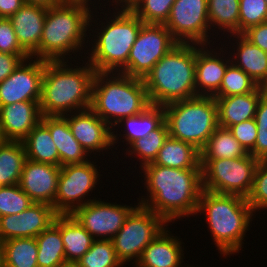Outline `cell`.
Returning a JSON list of instances; mask_svg holds the SVG:
<instances>
[{
  "mask_svg": "<svg viewBox=\"0 0 267 267\" xmlns=\"http://www.w3.org/2000/svg\"><path fill=\"white\" fill-rule=\"evenodd\" d=\"M137 173V183H143L140 190L146 189L143 194L137 190L140 205L146 206L172 225L186 217H195L203 191L202 169H176L152 162Z\"/></svg>",
  "mask_w": 267,
  "mask_h": 267,
  "instance_id": "obj_1",
  "label": "cell"
},
{
  "mask_svg": "<svg viewBox=\"0 0 267 267\" xmlns=\"http://www.w3.org/2000/svg\"><path fill=\"white\" fill-rule=\"evenodd\" d=\"M143 24L130 8L94 7L85 59L96 72H119L127 64Z\"/></svg>",
  "mask_w": 267,
  "mask_h": 267,
  "instance_id": "obj_2",
  "label": "cell"
},
{
  "mask_svg": "<svg viewBox=\"0 0 267 267\" xmlns=\"http://www.w3.org/2000/svg\"><path fill=\"white\" fill-rule=\"evenodd\" d=\"M93 9L94 6L87 2L67 0L47 8L39 44V59L45 61L85 59Z\"/></svg>",
  "mask_w": 267,
  "mask_h": 267,
  "instance_id": "obj_3",
  "label": "cell"
},
{
  "mask_svg": "<svg viewBox=\"0 0 267 267\" xmlns=\"http://www.w3.org/2000/svg\"><path fill=\"white\" fill-rule=\"evenodd\" d=\"M201 215L204 220L206 219L204 223L208 225L206 231L211 233V242L215 245L213 247H216L222 258L228 259L244 251L245 237L248 238L246 233L250 231L254 221H258L254 218L259 214L253 212L246 198L203 189L195 214V223L196 218Z\"/></svg>",
  "mask_w": 267,
  "mask_h": 267,
  "instance_id": "obj_4",
  "label": "cell"
},
{
  "mask_svg": "<svg viewBox=\"0 0 267 267\" xmlns=\"http://www.w3.org/2000/svg\"><path fill=\"white\" fill-rule=\"evenodd\" d=\"M95 74L86 59L45 61L39 103L42 116H63L90 108Z\"/></svg>",
  "mask_w": 267,
  "mask_h": 267,
  "instance_id": "obj_5",
  "label": "cell"
},
{
  "mask_svg": "<svg viewBox=\"0 0 267 267\" xmlns=\"http://www.w3.org/2000/svg\"><path fill=\"white\" fill-rule=\"evenodd\" d=\"M196 44L178 43L144 77L151 105L167 104L196 97Z\"/></svg>",
  "mask_w": 267,
  "mask_h": 267,
  "instance_id": "obj_6",
  "label": "cell"
},
{
  "mask_svg": "<svg viewBox=\"0 0 267 267\" xmlns=\"http://www.w3.org/2000/svg\"><path fill=\"white\" fill-rule=\"evenodd\" d=\"M151 106L144 80L118 72H96L90 108L111 128Z\"/></svg>",
  "mask_w": 267,
  "mask_h": 267,
  "instance_id": "obj_7",
  "label": "cell"
},
{
  "mask_svg": "<svg viewBox=\"0 0 267 267\" xmlns=\"http://www.w3.org/2000/svg\"><path fill=\"white\" fill-rule=\"evenodd\" d=\"M169 136L192 144L199 151L218 125L216 99L213 96L173 102L164 106Z\"/></svg>",
  "mask_w": 267,
  "mask_h": 267,
  "instance_id": "obj_8",
  "label": "cell"
},
{
  "mask_svg": "<svg viewBox=\"0 0 267 267\" xmlns=\"http://www.w3.org/2000/svg\"><path fill=\"white\" fill-rule=\"evenodd\" d=\"M98 160V157H92L84 163L61 166L57 194L52 206L58 215L72 214L77 208L84 206L90 201L99 199L95 197L96 192L94 190H97L98 193L99 189H97V187L100 188L102 185L101 183H103V180L100 179H102L104 175L101 174L100 168L104 169V162L103 159H100V163ZM97 162L99 165L102 164V167L98 166ZM93 192L94 197L93 194H91ZM90 194L93 199L90 198Z\"/></svg>",
  "mask_w": 267,
  "mask_h": 267,
  "instance_id": "obj_9",
  "label": "cell"
},
{
  "mask_svg": "<svg viewBox=\"0 0 267 267\" xmlns=\"http://www.w3.org/2000/svg\"><path fill=\"white\" fill-rule=\"evenodd\" d=\"M169 225L164 218L138 204L111 239L118 259L123 265L130 266L132 263L134 267L146 246Z\"/></svg>",
  "mask_w": 267,
  "mask_h": 267,
  "instance_id": "obj_10",
  "label": "cell"
},
{
  "mask_svg": "<svg viewBox=\"0 0 267 267\" xmlns=\"http://www.w3.org/2000/svg\"><path fill=\"white\" fill-rule=\"evenodd\" d=\"M259 160L250 153L234 159H200L204 190L247 198Z\"/></svg>",
  "mask_w": 267,
  "mask_h": 267,
  "instance_id": "obj_11",
  "label": "cell"
},
{
  "mask_svg": "<svg viewBox=\"0 0 267 267\" xmlns=\"http://www.w3.org/2000/svg\"><path fill=\"white\" fill-rule=\"evenodd\" d=\"M177 44L164 24L144 23L131 47L127 64L118 73L144 79L153 66Z\"/></svg>",
  "mask_w": 267,
  "mask_h": 267,
  "instance_id": "obj_12",
  "label": "cell"
},
{
  "mask_svg": "<svg viewBox=\"0 0 267 267\" xmlns=\"http://www.w3.org/2000/svg\"><path fill=\"white\" fill-rule=\"evenodd\" d=\"M164 25L178 43L212 44L207 0H175Z\"/></svg>",
  "mask_w": 267,
  "mask_h": 267,
  "instance_id": "obj_13",
  "label": "cell"
},
{
  "mask_svg": "<svg viewBox=\"0 0 267 267\" xmlns=\"http://www.w3.org/2000/svg\"><path fill=\"white\" fill-rule=\"evenodd\" d=\"M99 199L77 208L71 215L92 235L95 240H111L124 225L138 201L128 203Z\"/></svg>",
  "mask_w": 267,
  "mask_h": 267,
  "instance_id": "obj_14",
  "label": "cell"
},
{
  "mask_svg": "<svg viewBox=\"0 0 267 267\" xmlns=\"http://www.w3.org/2000/svg\"><path fill=\"white\" fill-rule=\"evenodd\" d=\"M63 117L67 120L73 136L85 151L94 158L98 156L99 159H103L105 161L104 165L106 164L105 171L108 168H114L113 170H115L116 167L108 166V162L114 163L112 162L115 160L113 156H116L115 150H113L112 128L91 108L69 113L63 115ZM105 155L106 158L109 157L108 162L107 159H104Z\"/></svg>",
  "mask_w": 267,
  "mask_h": 267,
  "instance_id": "obj_15",
  "label": "cell"
},
{
  "mask_svg": "<svg viewBox=\"0 0 267 267\" xmlns=\"http://www.w3.org/2000/svg\"><path fill=\"white\" fill-rule=\"evenodd\" d=\"M45 60H23L12 74L0 83V106L16 102H40Z\"/></svg>",
  "mask_w": 267,
  "mask_h": 267,
  "instance_id": "obj_16",
  "label": "cell"
},
{
  "mask_svg": "<svg viewBox=\"0 0 267 267\" xmlns=\"http://www.w3.org/2000/svg\"><path fill=\"white\" fill-rule=\"evenodd\" d=\"M231 63L230 54L222 42L196 44V96H214L219 91L226 69Z\"/></svg>",
  "mask_w": 267,
  "mask_h": 267,
  "instance_id": "obj_17",
  "label": "cell"
},
{
  "mask_svg": "<svg viewBox=\"0 0 267 267\" xmlns=\"http://www.w3.org/2000/svg\"><path fill=\"white\" fill-rule=\"evenodd\" d=\"M57 215L51 205L33 202L21 213L0 217V239L36 238L54 223Z\"/></svg>",
  "mask_w": 267,
  "mask_h": 267,
  "instance_id": "obj_18",
  "label": "cell"
},
{
  "mask_svg": "<svg viewBox=\"0 0 267 267\" xmlns=\"http://www.w3.org/2000/svg\"><path fill=\"white\" fill-rule=\"evenodd\" d=\"M60 171L61 166L26 159L19 186L33 202L53 206Z\"/></svg>",
  "mask_w": 267,
  "mask_h": 267,
  "instance_id": "obj_19",
  "label": "cell"
},
{
  "mask_svg": "<svg viewBox=\"0 0 267 267\" xmlns=\"http://www.w3.org/2000/svg\"><path fill=\"white\" fill-rule=\"evenodd\" d=\"M164 121V107L158 105H151L143 113L123 118L117 124H115L112 127V143L113 148L116 150L115 158L118 159L115 160V163H117L118 161V163H120L118 154L122 153L123 155L126 146L127 149L134 141L141 138H145L153 130L157 129ZM122 144H125L124 147ZM119 146L120 148L123 147L122 152H120Z\"/></svg>",
  "mask_w": 267,
  "mask_h": 267,
  "instance_id": "obj_20",
  "label": "cell"
},
{
  "mask_svg": "<svg viewBox=\"0 0 267 267\" xmlns=\"http://www.w3.org/2000/svg\"><path fill=\"white\" fill-rule=\"evenodd\" d=\"M170 227H166L144 249L139 261L134 267H189L185 264L186 246L182 238L175 234ZM171 231H170V230ZM183 246V247H182ZM185 250V251H184ZM184 265V266H183Z\"/></svg>",
  "mask_w": 267,
  "mask_h": 267,
  "instance_id": "obj_21",
  "label": "cell"
},
{
  "mask_svg": "<svg viewBox=\"0 0 267 267\" xmlns=\"http://www.w3.org/2000/svg\"><path fill=\"white\" fill-rule=\"evenodd\" d=\"M220 42H223L222 44L229 51L231 61L236 67L247 73L258 86H267L266 51L253 45L242 34L228 35Z\"/></svg>",
  "mask_w": 267,
  "mask_h": 267,
  "instance_id": "obj_22",
  "label": "cell"
},
{
  "mask_svg": "<svg viewBox=\"0 0 267 267\" xmlns=\"http://www.w3.org/2000/svg\"><path fill=\"white\" fill-rule=\"evenodd\" d=\"M40 102L22 101L0 106L3 140L22 141L41 121Z\"/></svg>",
  "mask_w": 267,
  "mask_h": 267,
  "instance_id": "obj_23",
  "label": "cell"
},
{
  "mask_svg": "<svg viewBox=\"0 0 267 267\" xmlns=\"http://www.w3.org/2000/svg\"><path fill=\"white\" fill-rule=\"evenodd\" d=\"M47 7L25 3L9 20L18 43L32 58L39 59V44L45 23Z\"/></svg>",
  "mask_w": 267,
  "mask_h": 267,
  "instance_id": "obj_24",
  "label": "cell"
},
{
  "mask_svg": "<svg viewBox=\"0 0 267 267\" xmlns=\"http://www.w3.org/2000/svg\"><path fill=\"white\" fill-rule=\"evenodd\" d=\"M264 94L265 87L258 86L251 93L215 98L219 127L228 129L254 118L258 102Z\"/></svg>",
  "mask_w": 267,
  "mask_h": 267,
  "instance_id": "obj_25",
  "label": "cell"
},
{
  "mask_svg": "<svg viewBox=\"0 0 267 267\" xmlns=\"http://www.w3.org/2000/svg\"><path fill=\"white\" fill-rule=\"evenodd\" d=\"M41 122L50 131L58 150L60 166L84 163L92 158L75 139L63 116H42Z\"/></svg>",
  "mask_w": 267,
  "mask_h": 267,
  "instance_id": "obj_26",
  "label": "cell"
},
{
  "mask_svg": "<svg viewBox=\"0 0 267 267\" xmlns=\"http://www.w3.org/2000/svg\"><path fill=\"white\" fill-rule=\"evenodd\" d=\"M207 6L212 44L239 34V0H207Z\"/></svg>",
  "mask_w": 267,
  "mask_h": 267,
  "instance_id": "obj_27",
  "label": "cell"
},
{
  "mask_svg": "<svg viewBox=\"0 0 267 267\" xmlns=\"http://www.w3.org/2000/svg\"><path fill=\"white\" fill-rule=\"evenodd\" d=\"M168 136V126L166 121H164L157 129L153 130L148 136L134 141L127 149H125V151L123 152L125 156L123 157L126 159L130 158L128 161L129 163L130 160L132 163H134L136 160L135 165H133L135 170L133 166H128L129 169L125 167L123 171L125 172V170L129 171L131 169V172H128L129 174H127L131 176V174L133 175L134 172L140 170L146 164L154 162L159 150L162 148ZM136 165H138L139 167H137Z\"/></svg>",
  "mask_w": 267,
  "mask_h": 267,
  "instance_id": "obj_28",
  "label": "cell"
},
{
  "mask_svg": "<svg viewBox=\"0 0 267 267\" xmlns=\"http://www.w3.org/2000/svg\"><path fill=\"white\" fill-rule=\"evenodd\" d=\"M153 163L176 169H202L200 151L192 144L170 136L165 140Z\"/></svg>",
  "mask_w": 267,
  "mask_h": 267,
  "instance_id": "obj_29",
  "label": "cell"
},
{
  "mask_svg": "<svg viewBox=\"0 0 267 267\" xmlns=\"http://www.w3.org/2000/svg\"><path fill=\"white\" fill-rule=\"evenodd\" d=\"M38 267H61L66 263L64 244L61 236V215L55 217L47 229L37 237Z\"/></svg>",
  "mask_w": 267,
  "mask_h": 267,
  "instance_id": "obj_30",
  "label": "cell"
},
{
  "mask_svg": "<svg viewBox=\"0 0 267 267\" xmlns=\"http://www.w3.org/2000/svg\"><path fill=\"white\" fill-rule=\"evenodd\" d=\"M66 262H77L92 246V235L71 215H61Z\"/></svg>",
  "mask_w": 267,
  "mask_h": 267,
  "instance_id": "obj_31",
  "label": "cell"
},
{
  "mask_svg": "<svg viewBox=\"0 0 267 267\" xmlns=\"http://www.w3.org/2000/svg\"><path fill=\"white\" fill-rule=\"evenodd\" d=\"M29 160L60 166L56 145L49 129L40 121L22 140Z\"/></svg>",
  "mask_w": 267,
  "mask_h": 267,
  "instance_id": "obj_32",
  "label": "cell"
},
{
  "mask_svg": "<svg viewBox=\"0 0 267 267\" xmlns=\"http://www.w3.org/2000/svg\"><path fill=\"white\" fill-rule=\"evenodd\" d=\"M26 159L22 141L4 140L0 144V186L19 184Z\"/></svg>",
  "mask_w": 267,
  "mask_h": 267,
  "instance_id": "obj_33",
  "label": "cell"
},
{
  "mask_svg": "<svg viewBox=\"0 0 267 267\" xmlns=\"http://www.w3.org/2000/svg\"><path fill=\"white\" fill-rule=\"evenodd\" d=\"M247 154L229 129L218 126L200 151V159H234Z\"/></svg>",
  "mask_w": 267,
  "mask_h": 267,
  "instance_id": "obj_34",
  "label": "cell"
},
{
  "mask_svg": "<svg viewBox=\"0 0 267 267\" xmlns=\"http://www.w3.org/2000/svg\"><path fill=\"white\" fill-rule=\"evenodd\" d=\"M36 238L23 237L3 241L4 267H38Z\"/></svg>",
  "mask_w": 267,
  "mask_h": 267,
  "instance_id": "obj_35",
  "label": "cell"
},
{
  "mask_svg": "<svg viewBox=\"0 0 267 267\" xmlns=\"http://www.w3.org/2000/svg\"><path fill=\"white\" fill-rule=\"evenodd\" d=\"M80 267H126L118 259L111 240H94L90 249L76 262Z\"/></svg>",
  "mask_w": 267,
  "mask_h": 267,
  "instance_id": "obj_36",
  "label": "cell"
},
{
  "mask_svg": "<svg viewBox=\"0 0 267 267\" xmlns=\"http://www.w3.org/2000/svg\"><path fill=\"white\" fill-rule=\"evenodd\" d=\"M258 85L242 69L231 63L222 79L219 91L214 98L241 95L253 92Z\"/></svg>",
  "mask_w": 267,
  "mask_h": 267,
  "instance_id": "obj_37",
  "label": "cell"
},
{
  "mask_svg": "<svg viewBox=\"0 0 267 267\" xmlns=\"http://www.w3.org/2000/svg\"><path fill=\"white\" fill-rule=\"evenodd\" d=\"M175 0H136L129 8L146 24H165Z\"/></svg>",
  "mask_w": 267,
  "mask_h": 267,
  "instance_id": "obj_38",
  "label": "cell"
},
{
  "mask_svg": "<svg viewBox=\"0 0 267 267\" xmlns=\"http://www.w3.org/2000/svg\"><path fill=\"white\" fill-rule=\"evenodd\" d=\"M251 209L256 214L267 213V159L259 160L253 179V186L246 198ZM261 212V213H260Z\"/></svg>",
  "mask_w": 267,
  "mask_h": 267,
  "instance_id": "obj_39",
  "label": "cell"
},
{
  "mask_svg": "<svg viewBox=\"0 0 267 267\" xmlns=\"http://www.w3.org/2000/svg\"><path fill=\"white\" fill-rule=\"evenodd\" d=\"M32 203L33 201L19 184L0 186V217L21 213Z\"/></svg>",
  "mask_w": 267,
  "mask_h": 267,
  "instance_id": "obj_40",
  "label": "cell"
},
{
  "mask_svg": "<svg viewBox=\"0 0 267 267\" xmlns=\"http://www.w3.org/2000/svg\"><path fill=\"white\" fill-rule=\"evenodd\" d=\"M265 22H267V2L265 0H239V34Z\"/></svg>",
  "mask_w": 267,
  "mask_h": 267,
  "instance_id": "obj_41",
  "label": "cell"
},
{
  "mask_svg": "<svg viewBox=\"0 0 267 267\" xmlns=\"http://www.w3.org/2000/svg\"><path fill=\"white\" fill-rule=\"evenodd\" d=\"M257 124V139L254 149L250 154L258 159H267V94L265 93L259 100L255 117Z\"/></svg>",
  "mask_w": 267,
  "mask_h": 267,
  "instance_id": "obj_42",
  "label": "cell"
},
{
  "mask_svg": "<svg viewBox=\"0 0 267 267\" xmlns=\"http://www.w3.org/2000/svg\"><path fill=\"white\" fill-rule=\"evenodd\" d=\"M228 129L247 153H250L254 149L258 134L257 124L254 118L237 123Z\"/></svg>",
  "mask_w": 267,
  "mask_h": 267,
  "instance_id": "obj_43",
  "label": "cell"
},
{
  "mask_svg": "<svg viewBox=\"0 0 267 267\" xmlns=\"http://www.w3.org/2000/svg\"><path fill=\"white\" fill-rule=\"evenodd\" d=\"M0 52L7 54H27L18 43L9 18L0 19Z\"/></svg>",
  "mask_w": 267,
  "mask_h": 267,
  "instance_id": "obj_44",
  "label": "cell"
},
{
  "mask_svg": "<svg viewBox=\"0 0 267 267\" xmlns=\"http://www.w3.org/2000/svg\"><path fill=\"white\" fill-rule=\"evenodd\" d=\"M30 58L28 54H7L0 52V83L9 77L23 61Z\"/></svg>",
  "mask_w": 267,
  "mask_h": 267,
  "instance_id": "obj_45",
  "label": "cell"
},
{
  "mask_svg": "<svg viewBox=\"0 0 267 267\" xmlns=\"http://www.w3.org/2000/svg\"><path fill=\"white\" fill-rule=\"evenodd\" d=\"M242 35L253 45L267 52V22L250 27Z\"/></svg>",
  "mask_w": 267,
  "mask_h": 267,
  "instance_id": "obj_46",
  "label": "cell"
},
{
  "mask_svg": "<svg viewBox=\"0 0 267 267\" xmlns=\"http://www.w3.org/2000/svg\"><path fill=\"white\" fill-rule=\"evenodd\" d=\"M25 4L24 0H0L1 18H9Z\"/></svg>",
  "mask_w": 267,
  "mask_h": 267,
  "instance_id": "obj_47",
  "label": "cell"
},
{
  "mask_svg": "<svg viewBox=\"0 0 267 267\" xmlns=\"http://www.w3.org/2000/svg\"><path fill=\"white\" fill-rule=\"evenodd\" d=\"M136 0H103V8H129ZM108 3V4H107Z\"/></svg>",
  "mask_w": 267,
  "mask_h": 267,
  "instance_id": "obj_48",
  "label": "cell"
},
{
  "mask_svg": "<svg viewBox=\"0 0 267 267\" xmlns=\"http://www.w3.org/2000/svg\"><path fill=\"white\" fill-rule=\"evenodd\" d=\"M61 1L62 0H24L27 4L41 5L47 8L59 4Z\"/></svg>",
  "mask_w": 267,
  "mask_h": 267,
  "instance_id": "obj_49",
  "label": "cell"
},
{
  "mask_svg": "<svg viewBox=\"0 0 267 267\" xmlns=\"http://www.w3.org/2000/svg\"><path fill=\"white\" fill-rule=\"evenodd\" d=\"M67 1H82L89 3L94 7L103 8V0H67Z\"/></svg>",
  "mask_w": 267,
  "mask_h": 267,
  "instance_id": "obj_50",
  "label": "cell"
},
{
  "mask_svg": "<svg viewBox=\"0 0 267 267\" xmlns=\"http://www.w3.org/2000/svg\"><path fill=\"white\" fill-rule=\"evenodd\" d=\"M0 267H4L3 241L0 239Z\"/></svg>",
  "mask_w": 267,
  "mask_h": 267,
  "instance_id": "obj_51",
  "label": "cell"
},
{
  "mask_svg": "<svg viewBox=\"0 0 267 267\" xmlns=\"http://www.w3.org/2000/svg\"><path fill=\"white\" fill-rule=\"evenodd\" d=\"M61 267H80L76 262H66Z\"/></svg>",
  "mask_w": 267,
  "mask_h": 267,
  "instance_id": "obj_52",
  "label": "cell"
},
{
  "mask_svg": "<svg viewBox=\"0 0 267 267\" xmlns=\"http://www.w3.org/2000/svg\"><path fill=\"white\" fill-rule=\"evenodd\" d=\"M3 138H2V135H1V132H0V144L3 142Z\"/></svg>",
  "mask_w": 267,
  "mask_h": 267,
  "instance_id": "obj_53",
  "label": "cell"
},
{
  "mask_svg": "<svg viewBox=\"0 0 267 267\" xmlns=\"http://www.w3.org/2000/svg\"><path fill=\"white\" fill-rule=\"evenodd\" d=\"M199 265H197L196 267H198ZM189 267H195L194 264L190 265ZM201 267V266H199ZM203 267V266H202ZM206 267V266H205Z\"/></svg>",
  "mask_w": 267,
  "mask_h": 267,
  "instance_id": "obj_54",
  "label": "cell"
}]
</instances>
